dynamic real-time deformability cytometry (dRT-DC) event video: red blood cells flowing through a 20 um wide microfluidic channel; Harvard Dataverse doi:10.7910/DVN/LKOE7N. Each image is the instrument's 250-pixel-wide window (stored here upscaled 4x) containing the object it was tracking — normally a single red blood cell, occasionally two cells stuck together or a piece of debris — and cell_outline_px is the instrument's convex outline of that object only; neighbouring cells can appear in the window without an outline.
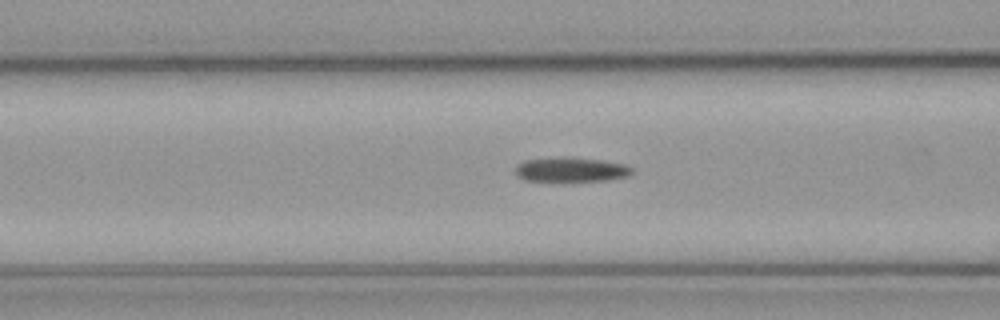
{"species": "common noctule bat (a hibernating species)", "species_latin": "Nyctalus noctula", "temperature_condition": "cold", "stored_images_in_passage": 38, "camera_frame_rate_fps": 3000, "um_per_image_px": 0.085, "animal": {"sex": "male", "body_mass_g": 23.1, "forearm_length_mm": 52.7}, "frame": {"image": 1, "passage_image": 16, "time_ms": 5.0, "image_size_px": [1000, 320], "cell_outline_px": [[632, 172], [628, 176], [608, 180], [524, 180], [516, 176], [516, 164], [524, 160], [572, 156], [600, 160], [624, 164], [632, 168]], "centroid_in_image_um": [48.51, 14.39], "position_along_channel_um": 118.1, "area_um2": 16.47}}
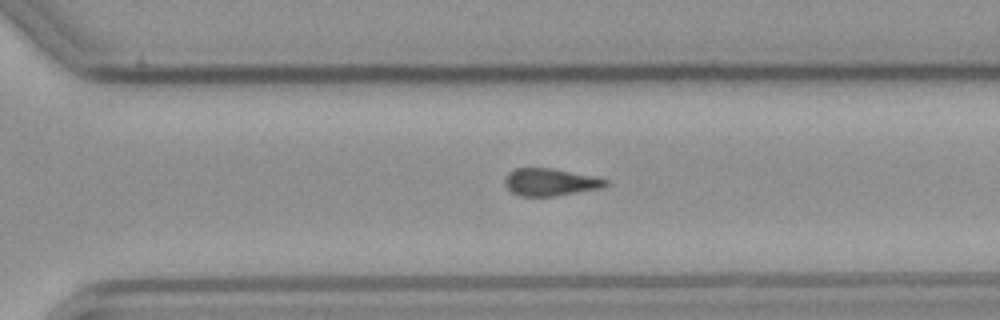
{"frame": {"image": 2, "passage_image": 33, "time_ms": 10.667, "image_size_px": [1000, 320], "cell_outline_px": [[608, 184], [600, 188], [556, 196], [520, 196], [512, 192], [504, 184], [504, 176], [512, 168], [552, 168], [592, 176], [608, 180]], "centroid_in_image_um": [46.71, 15.47], "position_along_channel_um": 323.9, "area_um2": 16.07}}
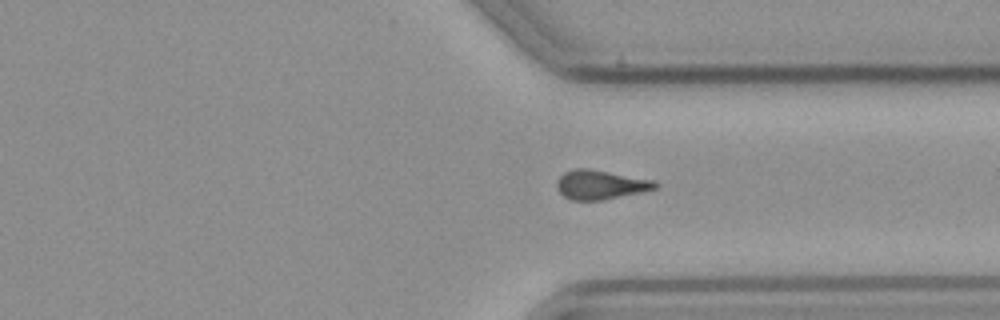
{"frame": {"image": 3, "passage_image": 36, "time_ms": 11.667, "image_size_px": [1000, 320], "cell_outline_px": [[660, 184], [656, 188], [640, 192], [600, 200], [572, 200], [564, 196], [556, 188], [556, 180], [564, 172], [576, 168], [588, 168], [656, 180]], "centroid_in_image_um": [51.04, 15.68], "position_along_channel_um": 360.4, "area_um2": 16.76}}